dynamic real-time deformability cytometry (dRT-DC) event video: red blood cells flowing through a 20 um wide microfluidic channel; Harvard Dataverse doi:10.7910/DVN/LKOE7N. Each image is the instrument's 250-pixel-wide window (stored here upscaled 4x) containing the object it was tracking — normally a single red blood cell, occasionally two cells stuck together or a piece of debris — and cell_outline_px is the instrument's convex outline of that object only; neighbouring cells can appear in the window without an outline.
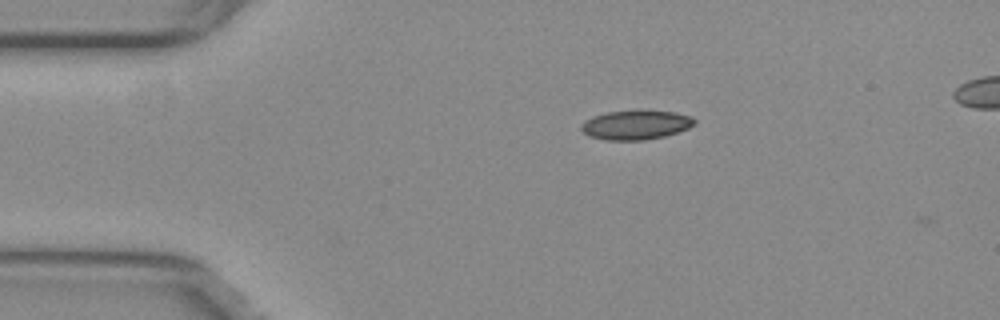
{"species": "common noctule bat (a hibernating species)", "species_latin": "Nyctalus noctula", "temperature_condition": "warm", "stored_images_in_passage": 2, "camera_frame_rate_fps": 3000, "um_per_image_px": 0.085, "animal": {"sex": "female", "body_mass_g": 29.2, "forearm_length_mm": 56.3}, "frame": {"image": 1, "passage_image": 1, "time_ms": 0.0, "image_size_px": [1000, 320], "cell_outline_px": [[696, 124], [688, 128], [664, 136], [644, 140], [608, 140], [588, 136], [580, 128], [580, 124], [584, 120], [592, 116], [608, 112], [636, 108], [640, 108], [676, 112], [692, 116], [696, 120]], "centroid_in_image_um": [54.05, 10.57], "position_along_channel_um": 30.9, "area_um2": 20.0}}